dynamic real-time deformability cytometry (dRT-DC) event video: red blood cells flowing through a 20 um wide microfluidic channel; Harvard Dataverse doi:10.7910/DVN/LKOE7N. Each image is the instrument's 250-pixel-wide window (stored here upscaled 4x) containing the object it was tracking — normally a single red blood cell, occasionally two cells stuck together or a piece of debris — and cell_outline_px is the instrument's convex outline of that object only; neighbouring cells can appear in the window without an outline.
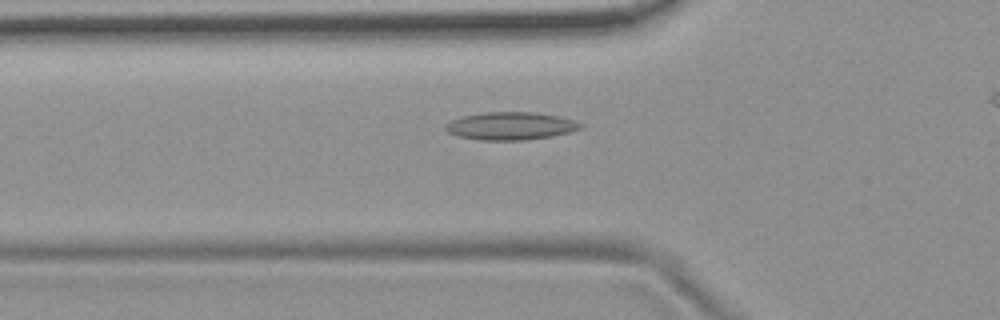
{"species": "common noctule bat (a hibernating species)", "species_latin": "Nyctalus noctula", "temperature_condition": "room temperature", "stored_images_in_passage": 45, "camera_frame_rate_fps": 3000, "um_per_image_px": 0.085, "animal": {"sex": "female", "body_mass_g": 19.9}, "frame": {"image": 1, "passage_image": 16, "time_ms": 5.0, "image_size_px": [1000, 320], "cell_outline_px": [[584, 124], [580, 128], [568, 132], [552, 136], [524, 140], [480, 140], [456, 136], [448, 132], [444, 128], [444, 124], [452, 120], [464, 116], [484, 112], [536, 112], [556, 116], [572, 120]], "centroid_in_image_um": [43.35, 10.71], "position_along_channel_um": 82.4, "area_um2": 21.73}}
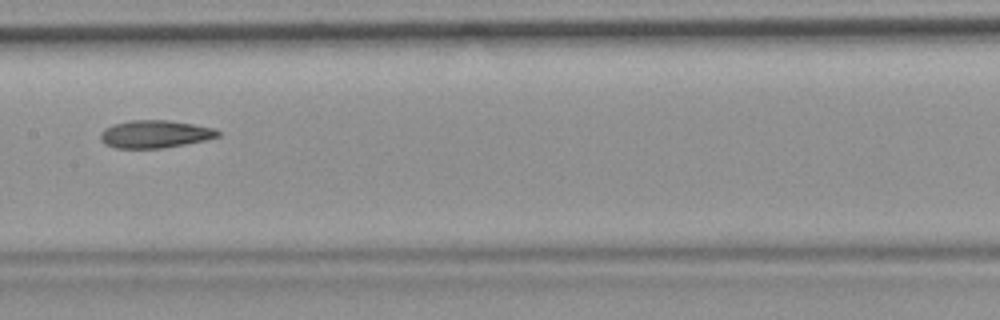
{"frame": {"image": 2, "passage_image": 25, "time_ms": 8.0, "image_size_px": [1000, 320], "cell_outline_px": [[220, 136], [204, 140], [184, 144], [160, 148], [116, 148], [104, 144], [100, 140], [100, 132], [104, 128], [112, 124], [132, 120], [168, 120], [216, 128], [220, 132]], "centroid_in_image_um": [13.14, 11.39], "position_along_channel_um": 194.3, "area_um2": 18.96}}
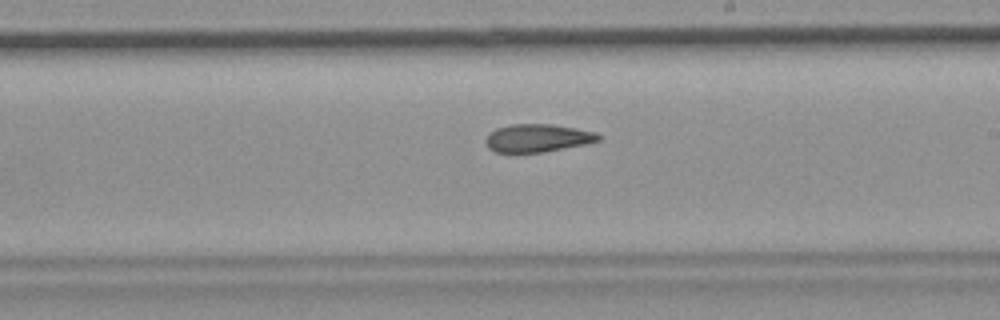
{"frame": {"image": 3, "passage_image": 29, "time_ms": 9.333, "image_size_px": [1000, 320], "cell_outline_px": [[600, 140], [584, 144], [540, 152], [496, 152], [488, 148], [484, 140], [488, 132], [496, 128], [512, 124], [552, 124], [576, 128], [596, 132], [600, 136]], "centroid_in_image_um": [45.64, 11.72], "position_along_channel_um": 243.4, "area_um2": 18.26}}